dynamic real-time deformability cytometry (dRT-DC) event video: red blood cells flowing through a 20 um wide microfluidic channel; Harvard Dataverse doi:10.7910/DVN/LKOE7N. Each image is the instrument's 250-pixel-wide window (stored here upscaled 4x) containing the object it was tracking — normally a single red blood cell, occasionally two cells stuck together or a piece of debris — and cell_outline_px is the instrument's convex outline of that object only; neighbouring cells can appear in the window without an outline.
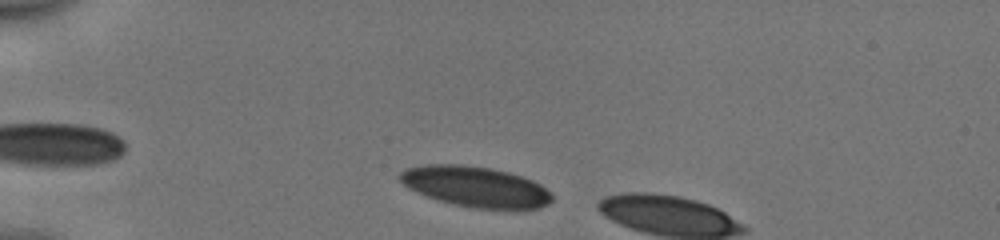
{"species": "human", "species_latin": "Homo sapiens", "temperature_condition": "cold", "stored_images_in_passage": 5, "camera_frame_rate_fps": 3000, "um_per_image_px": 0.085, "donor": {"sex": "male"}, "frame": {"image": 1, "passage_image": 2, "time_ms": 0.333, "image_size_px": [1000, 240], "cell_outline_px": [[552, 200], [548, 204], [540, 208], [520, 212], [516, 212], [476, 208], [436, 200], [416, 192], [408, 188], [400, 180], [400, 172], [408, 168], [424, 164], [460, 164], [492, 168], [508, 172], [532, 180], [540, 184], [552, 192]], "centroid_in_image_um": [40.5, 15.91], "position_along_channel_um": 44.5, "area_um2": 36.76}}